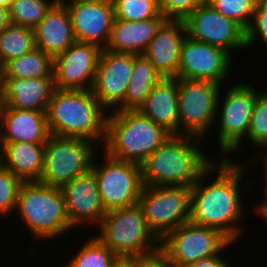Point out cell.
<instances>
[{
    "mask_svg": "<svg viewBox=\"0 0 267 267\" xmlns=\"http://www.w3.org/2000/svg\"><path fill=\"white\" fill-rule=\"evenodd\" d=\"M256 156L257 154L255 157L250 155L249 161L246 159L241 164L228 159H219L218 162L214 160L191 187L190 222L198 226L215 228L232 242H239L244 233L242 223L244 224L246 218L242 193L249 191L253 185L251 178H245V182L243 178L246 168H249L247 165L258 163L259 157ZM213 175H216L215 178Z\"/></svg>",
    "mask_w": 267,
    "mask_h": 267,
    "instance_id": "6da1fadb",
    "label": "cell"
},
{
    "mask_svg": "<svg viewBox=\"0 0 267 267\" xmlns=\"http://www.w3.org/2000/svg\"><path fill=\"white\" fill-rule=\"evenodd\" d=\"M206 143L194 136L171 135L140 164L143 185L193 187L214 162L202 147Z\"/></svg>",
    "mask_w": 267,
    "mask_h": 267,
    "instance_id": "7a4b0ae2",
    "label": "cell"
},
{
    "mask_svg": "<svg viewBox=\"0 0 267 267\" xmlns=\"http://www.w3.org/2000/svg\"><path fill=\"white\" fill-rule=\"evenodd\" d=\"M107 114L91 89H55L46 117L51 135L87 139L102 148Z\"/></svg>",
    "mask_w": 267,
    "mask_h": 267,
    "instance_id": "3957f363",
    "label": "cell"
},
{
    "mask_svg": "<svg viewBox=\"0 0 267 267\" xmlns=\"http://www.w3.org/2000/svg\"><path fill=\"white\" fill-rule=\"evenodd\" d=\"M171 135L139 110H114L107 114L102 148L114 159L141 164Z\"/></svg>",
    "mask_w": 267,
    "mask_h": 267,
    "instance_id": "277c9868",
    "label": "cell"
},
{
    "mask_svg": "<svg viewBox=\"0 0 267 267\" xmlns=\"http://www.w3.org/2000/svg\"><path fill=\"white\" fill-rule=\"evenodd\" d=\"M17 212V213H16ZM15 213L33 240L48 241L67 236L74 230L67 215L65 199L60 187L39 181L23 182L18 194Z\"/></svg>",
    "mask_w": 267,
    "mask_h": 267,
    "instance_id": "5b68a950",
    "label": "cell"
},
{
    "mask_svg": "<svg viewBox=\"0 0 267 267\" xmlns=\"http://www.w3.org/2000/svg\"><path fill=\"white\" fill-rule=\"evenodd\" d=\"M95 234L118 257L149 258L159 253V240L148 229L137 204L107 211Z\"/></svg>",
    "mask_w": 267,
    "mask_h": 267,
    "instance_id": "8992f818",
    "label": "cell"
},
{
    "mask_svg": "<svg viewBox=\"0 0 267 267\" xmlns=\"http://www.w3.org/2000/svg\"><path fill=\"white\" fill-rule=\"evenodd\" d=\"M242 82H235L230 86L226 85V88H224L227 89L226 94L222 93L223 89L221 87L218 95L214 122L218 125H214V127L219 129L216 134H219L217 135V143L222 156L219 157L220 159L232 160L231 155L241 150L242 143L244 145V139L248 135L256 99L260 94V91L258 92L254 85L249 84L248 81L247 83Z\"/></svg>",
    "mask_w": 267,
    "mask_h": 267,
    "instance_id": "52a82bcc",
    "label": "cell"
},
{
    "mask_svg": "<svg viewBox=\"0 0 267 267\" xmlns=\"http://www.w3.org/2000/svg\"><path fill=\"white\" fill-rule=\"evenodd\" d=\"M234 243L215 228L187 222L159 241V254L172 267H184L220 253L223 255Z\"/></svg>",
    "mask_w": 267,
    "mask_h": 267,
    "instance_id": "ba28073f",
    "label": "cell"
},
{
    "mask_svg": "<svg viewBox=\"0 0 267 267\" xmlns=\"http://www.w3.org/2000/svg\"><path fill=\"white\" fill-rule=\"evenodd\" d=\"M99 149L87 139L50 135L45 144L44 168L38 181L61 188L91 169L96 153H101Z\"/></svg>",
    "mask_w": 267,
    "mask_h": 267,
    "instance_id": "9c48e42d",
    "label": "cell"
},
{
    "mask_svg": "<svg viewBox=\"0 0 267 267\" xmlns=\"http://www.w3.org/2000/svg\"><path fill=\"white\" fill-rule=\"evenodd\" d=\"M191 188L183 186H146L138 205L148 229L160 241L167 233L190 222Z\"/></svg>",
    "mask_w": 267,
    "mask_h": 267,
    "instance_id": "30bf717a",
    "label": "cell"
},
{
    "mask_svg": "<svg viewBox=\"0 0 267 267\" xmlns=\"http://www.w3.org/2000/svg\"><path fill=\"white\" fill-rule=\"evenodd\" d=\"M102 152V163L98 164L100 156L96 153L91 170L95 173L105 211L137 205L144 186L140 164L117 160Z\"/></svg>",
    "mask_w": 267,
    "mask_h": 267,
    "instance_id": "8fae6325",
    "label": "cell"
},
{
    "mask_svg": "<svg viewBox=\"0 0 267 267\" xmlns=\"http://www.w3.org/2000/svg\"><path fill=\"white\" fill-rule=\"evenodd\" d=\"M221 87L210 80L178 78L179 135L205 140L214 126Z\"/></svg>",
    "mask_w": 267,
    "mask_h": 267,
    "instance_id": "7c38bea8",
    "label": "cell"
},
{
    "mask_svg": "<svg viewBox=\"0 0 267 267\" xmlns=\"http://www.w3.org/2000/svg\"><path fill=\"white\" fill-rule=\"evenodd\" d=\"M183 20L188 37L223 49L233 58L235 50L247 49L246 31L207 1L197 6Z\"/></svg>",
    "mask_w": 267,
    "mask_h": 267,
    "instance_id": "4fadbf2b",
    "label": "cell"
},
{
    "mask_svg": "<svg viewBox=\"0 0 267 267\" xmlns=\"http://www.w3.org/2000/svg\"><path fill=\"white\" fill-rule=\"evenodd\" d=\"M135 56L106 49L100 53L91 91L108 113L123 110Z\"/></svg>",
    "mask_w": 267,
    "mask_h": 267,
    "instance_id": "5bb4252c",
    "label": "cell"
},
{
    "mask_svg": "<svg viewBox=\"0 0 267 267\" xmlns=\"http://www.w3.org/2000/svg\"><path fill=\"white\" fill-rule=\"evenodd\" d=\"M232 59L227 51L186 36L181 46L178 78L210 80L223 86L233 70Z\"/></svg>",
    "mask_w": 267,
    "mask_h": 267,
    "instance_id": "9a60e30c",
    "label": "cell"
},
{
    "mask_svg": "<svg viewBox=\"0 0 267 267\" xmlns=\"http://www.w3.org/2000/svg\"><path fill=\"white\" fill-rule=\"evenodd\" d=\"M101 51L102 49L96 44L76 41L67 50L53 57L55 88L91 89Z\"/></svg>",
    "mask_w": 267,
    "mask_h": 267,
    "instance_id": "2e32d148",
    "label": "cell"
},
{
    "mask_svg": "<svg viewBox=\"0 0 267 267\" xmlns=\"http://www.w3.org/2000/svg\"><path fill=\"white\" fill-rule=\"evenodd\" d=\"M65 5L76 41L105 49L115 20L113 0H74Z\"/></svg>",
    "mask_w": 267,
    "mask_h": 267,
    "instance_id": "e0dca14e",
    "label": "cell"
},
{
    "mask_svg": "<svg viewBox=\"0 0 267 267\" xmlns=\"http://www.w3.org/2000/svg\"><path fill=\"white\" fill-rule=\"evenodd\" d=\"M61 190L71 226L81 228L82 225L89 227L92 224L93 228H98L106 211L100 198L95 173L90 169L64 184Z\"/></svg>",
    "mask_w": 267,
    "mask_h": 267,
    "instance_id": "ac0fdd59",
    "label": "cell"
},
{
    "mask_svg": "<svg viewBox=\"0 0 267 267\" xmlns=\"http://www.w3.org/2000/svg\"><path fill=\"white\" fill-rule=\"evenodd\" d=\"M186 36L183 19H166L150 40L143 55L162 78H178L181 46Z\"/></svg>",
    "mask_w": 267,
    "mask_h": 267,
    "instance_id": "d6986e66",
    "label": "cell"
},
{
    "mask_svg": "<svg viewBox=\"0 0 267 267\" xmlns=\"http://www.w3.org/2000/svg\"><path fill=\"white\" fill-rule=\"evenodd\" d=\"M46 112L0 105L1 143L46 144L50 137Z\"/></svg>",
    "mask_w": 267,
    "mask_h": 267,
    "instance_id": "ffe728a7",
    "label": "cell"
},
{
    "mask_svg": "<svg viewBox=\"0 0 267 267\" xmlns=\"http://www.w3.org/2000/svg\"><path fill=\"white\" fill-rule=\"evenodd\" d=\"M55 89L54 77L0 78V105L47 112Z\"/></svg>",
    "mask_w": 267,
    "mask_h": 267,
    "instance_id": "44dd1931",
    "label": "cell"
},
{
    "mask_svg": "<svg viewBox=\"0 0 267 267\" xmlns=\"http://www.w3.org/2000/svg\"><path fill=\"white\" fill-rule=\"evenodd\" d=\"M35 47L52 57L76 42L70 15L65 4H54L34 28Z\"/></svg>",
    "mask_w": 267,
    "mask_h": 267,
    "instance_id": "7402d4cb",
    "label": "cell"
},
{
    "mask_svg": "<svg viewBox=\"0 0 267 267\" xmlns=\"http://www.w3.org/2000/svg\"><path fill=\"white\" fill-rule=\"evenodd\" d=\"M138 110L172 135H179L178 78H162Z\"/></svg>",
    "mask_w": 267,
    "mask_h": 267,
    "instance_id": "603a6c76",
    "label": "cell"
},
{
    "mask_svg": "<svg viewBox=\"0 0 267 267\" xmlns=\"http://www.w3.org/2000/svg\"><path fill=\"white\" fill-rule=\"evenodd\" d=\"M167 18H151L144 21L115 19L106 50L142 55L157 29Z\"/></svg>",
    "mask_w": 267,
    "mask_h": 267,
    "instance_id": "cb8c5ba5",
    "label": "cell"
},
{
    "mask_svg": "<svg viewBox=\"0 0 267 267\" xmlns=\"http://www.w3.org/2000/svg\"><path fill=\"white\" fill-rule=\"evenodd\" d=\"M45 144L13 142L2 144L1 166L23 182L38 181L44 168Z\"/></svg>",
    "mask_w": 267,
    "mask_h": 267,
    "instance_id": "d4e9b609",
    "label": "cell"
},
{
    "mask_svg": "<svg viewBox=\"0 0 267 267\" xmlns=\"http://www.w3.org/2000/svg\"><path fill=\"white\" fill-rule=\"evenodd\" d=\"M39 77H54L53 57L37 47L19 58L11 60L0 70V78Z\"/></svg>",
    "mask_w": 267,
    "mask_h": 267,
    "instance_id": "484cf974",
    "label": "cell"
},
{
    "mask_svg": "<svg viewBox=\"0 0 267 267\" xmlns=\"http://www.w3.org/2000/svg\"><path fill=\"white\" fill-rule=\"evenodd\" d=\"M34 48V29L10 23L0 33V70Z\"/></svg>",
    "mask_w": 267,
    "mask_h": 267,
    "instance_id": "4316f807",
    "label": "cell"
},
{
    "mask_svg": "<svg viewBox=\"0 0 267 267\" xmlns=\"http://www.w3.org/2000/svg\"><path fill=\"white\" fill-rule=\"evenodd\" d=\"M87 237L62 267H110L118 257L96 235Z\"/></svg>",
    "mask_w": 267,
    "mask_h": 267,
    "instance_id": "83f0119b",
    "label": "cell"
},
{
    "mask_svg": "<svg viewBox=\"0 0 267 267\" xmlns=\"http://www.w3.org/2000/svg\"><path fill=\"white\" fill-rule=\"evenodd\" d=\"M54 4V0H13L9 7L10 21L34 29Z\"/></svg>",
    "mask_w": 267,
    "mask_h": 267,
    "instance_id": "f1b7e54d",
    "label": "cell"
},
{
    "mask_svg": "<svg viewBox=\"0 0 267 267\" xmlns=\"http://www.w3.org/2000/svg\"><path fill=\"white\" fill-rule=\"evenodd\" d=\"M115 19L144 21L151 18H166L161 14L158 0H113Z\"/></svg>",
    "mask_w": 267,
    "mask_h": 267,
    "instance_id": "f546056e",
    "label": "cell"
},
{
    "mask_svg": "<svg viewBox=\"0 0 267 267\" xmlns=\"http://www.w3.org/2000/svg\"><path fill=\"white\" fill-rule=\"evenodd\" d=\"M219 13L239 24L245 31L250 26L255 12L252 0H206Z\"/></svg>",
    "mask_w": 267,
    "mask_h": 267,
    "instance_id": "4dcf8cb0",
    "label": "cell"
},
{
    "mask_svg": "<svg viewBox=\"0 0 267 267\" xmlns=\"http://www.w3.org/2000/svg\"><path fill=\"white\" fill-rule=\"evenodd\" d=\"M23 181L0 165V218H7L16 210ZM2 216V217H1Z\"/></svg>",
    "mask_w": 267,
    "mask_h": 267,
    "instance_id": "1f68e13d",
    "label": "cell"
},
{
    "mask_svg": "<svg viewBox=\"0 0 267 267\" xmlns=\"http://www.w3.org/2000/svg\"><path fill=\"white\" fill-rule=\"evenodd\" d=\"M258 95L250 121L246 142L255 148L267 139V91ZM248 140V141H247Z\"/></svg>",
    "mask_w": 267,
    "mask_h": 267,
    "instance_id": "d6a6232c",
    "label": "cell"
},
{
    "mask_svg": "<svg viewBox=\"0 0 267 267\" xmlns=\"http://www.w3.org/2000/svg\"><path fill=\"white\" fill-rule=\"evenodd\" d=\"M157 82L159 81L130 79L125 99L123 100V110H138L144 104L146 97Z\"/></svg>",
    "mask_w": 267,
    "mask_h": 267,
    "instance_id": "836d02e7",
    "label": "cell"
},
{
    "mask_svg": "<svg viewBox=\"0 0 267 267\" xmlns=\"http://www.w3.org/2000/svg\"><path fill=\"white\" fill-rule=\"evenodd\" d=\"M259 39H261L262 44L267 48V4L255 7L252 22L246 30L247 49L256 47L254 44Z\"/></svg>",
    "mask_w": 267,
    "mask_h": 267,
    "instance_id": "e575fe53",
    "label": "cell"
},
{
    "mask_svg": "<svg viewBox=\"0 0 267 267\" xmlns=\"http://www.w3.org/2000/svg\"><path fill=\"white\" fill-rule=\"evenodd\" d=\"M206 0H158L159 9L167 19H184Z\"/></svg>",
    "mask_w": 267,
    "mask_h": 267,
    "instance_id": "d590c367",
    "label": "cell"
},
{
    "mask_svg": "<svg viewBox=\"0 0 267 267\" xmlns=\"http://www.w3.org/2000/svg\"><path fill=\"white\" fill-rule=\"evenodd\" d=\"M130 79L160 81L162 77L150 63V60L142 54L134 57V66Z\"/></svg>",
    "mask_w": 267,
    "mask_h": 267,
    "instance_id": "8d00e7d4",
    "label": "cell"
},
{
    "mask_svg": "<svg viewBox=\"0 0 267 267\" xmlns=\"http://www.w3.org/2000/svg\"><path fill=\"white\" fill-rule=\"evenodd\" d=\"M225 258L220 253L214 257L187 264L184 267H235L232 265L233 263L230 264V261Z\"/></svg>",
    "mask_w": 267,
    "mask_h": 267,
    "instance_id": "74e56055",
    "label": "cell"
},
{
    "mask_svg": "<svg viewBox=\"0 0 267 267\" xmlns=\"http://www.w3.org/2000/svg\"><path fill=\"white\" fill-rule=\"evenodd\" d=\"M138 267H172L159 253L149 258L138 259Z\"/></svg>",
    "mask_w": 267,
    "mask_h": 267,
    "instance_id": "f35d334b",
    "label": "cell"
},
{
    "mask_svg": "<svg viewBox=\"0 0 267 267\" xmlns=\"http://www.w3.org/2000/svg\"><path fill=\"white\" fill-rule=\"evenodd\" d=\"M110 267H138V258L117 257Z\"/></svg>",
    "mask_w": 267,
    "mask_h": 267,
    "instance_id": "ab89813d",
    "label": "cell"
},
{
    "mask_svg": "<svg viewBox=\"0 0 267 267\" xmlns=\"http://www.w3.org/2000/svg\"><path fill=\"white\" fill-rule=\"evenodd\" d=\"M11 23L9 9L0 6V33Z\"/></svg>",
    "mask_w": 267,
    "mask_h": 267,
    "instance_id": "60d3db41",
    "label": "cell"
},
{
    "mask_svg": "<svg viewBox=\"0 0 267 267\" xmlns=\"http://www.w3.org/2000/svg\"><path fill=\"white\" fill-rule=\"evenodd\" d=\"M255 213L260 217H262L267 222V201H261L258 207L256 206Z\"/></svg>",
    "mask_w": 267,
    "mask_h": 267,
    "instance_id": "b9f144b4",
    "label": "cell"
},
{
    "mask_svg": "<svg viewBox=\"0 0 267 267\" xmlns=\"http://www.w3.org/2000/svg\"><path fill=\"white\" fill-rule=\"evenodd\" d=\"M259 149L261 148L262 149V153L261 154H259L258 156H262V157H260L261 159H260V161H261V163L263 162V164L264 163H266L267 162V139L264 141V142H262L259 146Z\"/></svg>",
    "mask_w": 267,
    "mask_h": 267,
    "instance_id": "7bdbcfd3",
    "label": "cell"
},
{
    "mask_svg": "<svg viewBox=\"0 0 267 267\" xmlns=\"http://www.w3.org/2000/svg\"><path fill=\"white\" fill-rule=\"evenodd\" d=\"M262 166H263V177H264V180L263 181H265L264 183V185L265 186H263L264 187V190H263V200H261V201H267V162L266 163H264V164H262Z\"/></svg>",
    "mask_w": 267,
    "mask_h": 267,
    "instance_id": "ee69618b",
    "label": "cell"
},
{
    "mask_svg": "<svg viewBox=\"0 0 267 267\" xmlns=\"http://www.w3.org/2000/svg\"><path fill=\"white\" fill-rule=\"evenodd\" d=\"M13 0H0V6L6 7L9 9Z\"/></svg>",
    "mask_w": 267,
    "mask_h": 267,
    "instance_id": "f6af8a7d",
    "label": "cell"
},
{
    "mask_svg": "<svg viewBox=\"0 0 267 267\" xmlns=\"http://www.w3.org/2000/svg\"><path fill=\"white\" fill-rule=\"evenodd\" d=\"M252 2L255 4V6L267 4V0H252Z\"/></svg>",
    "mask_w": 267,
    "mask_h": 267,
    "instance_id": "bcb514c9",
    "label": "cell"
},
{
    "mask_svg": "<svg viewBox=\"0 0 267 267\" xmlns=\"http://www.w3.org/2000/svg\"><path fill=\"white\" fill-rule=\"evenodd\" d=\"M56 4H66L74 0H54Z\"/></svg>",
    "mask_w": 267,
    "mask_h": 267,
    "instance_id": "7dc6e473",
    "label": "cell"
},
{
    "mask_svg": "<svg viewBox=\"0 0 267 267\" xmlns=\"http://www.w3.org/2000/svg\"><path fill=\"white\" fill-rule=\"evenodd\" d=\"M2 159V143H1V137H0V164Z\"/></svg>",
    "mask_w": 267,
    "mask_h": 267,
    "instance_id": "c3c4849f",
    "label": "cell"
}]
</instances>
